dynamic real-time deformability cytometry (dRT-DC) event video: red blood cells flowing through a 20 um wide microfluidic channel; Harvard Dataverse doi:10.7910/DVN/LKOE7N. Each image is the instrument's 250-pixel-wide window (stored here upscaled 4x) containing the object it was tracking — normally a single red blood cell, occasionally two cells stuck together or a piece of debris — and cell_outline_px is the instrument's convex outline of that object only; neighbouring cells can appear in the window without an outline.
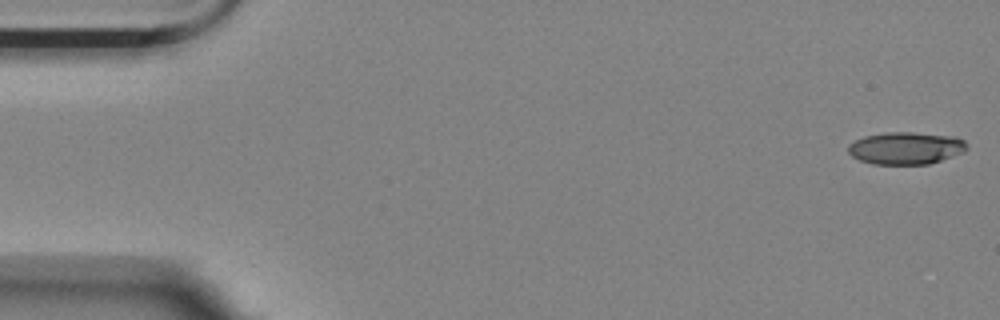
{"species": "Egyptian fruit bat (a non-hibernating species)", "species_latin": "Rousettus aegyptiacus", "temperature_condition": "room temperature", "stored_images_in_passage": 36, "camera_frame_rate_fps": 3000, "um_per_image_px": 0.085, "animal": {"sex": "female"}, "frame": {"image": 1, "passage_image": 1, "time_ms": 0.0, "image_size_px": [1000, 320], "cell_outline_px": [[968, 148], [964, 152], [928, 164], [872, 164], [860, 160], [852, 156], [848, 152], [848, 144], [864, 136], [884, 132], [912, 132], [956, 136], [964, 140], [968, 144]], "centroid_in_image_um": [77.01, 12.58], "position_along_channel_um": 8.0, "area_um2": 22.48}}
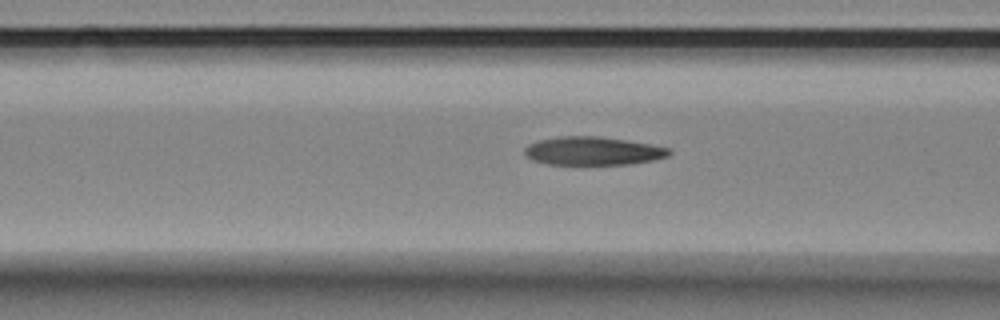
{"frame": {"image": 2, "passage_image": 21, "time_ms": 6.667, "image_size_px": [1000, 320], "cell_outline_px": [[672, 152], [668, 156], [652, 160], [632, 164], [548, 164], [532, 160], [524, 156], [524, 148], [528, 144], [536, 140], [560, 136], [600, 136], [672, 148]], "centroid_in_image_um": [50.36, 12.83], "position_along_channel_um": 116.2, "area_um2": 23.99}}
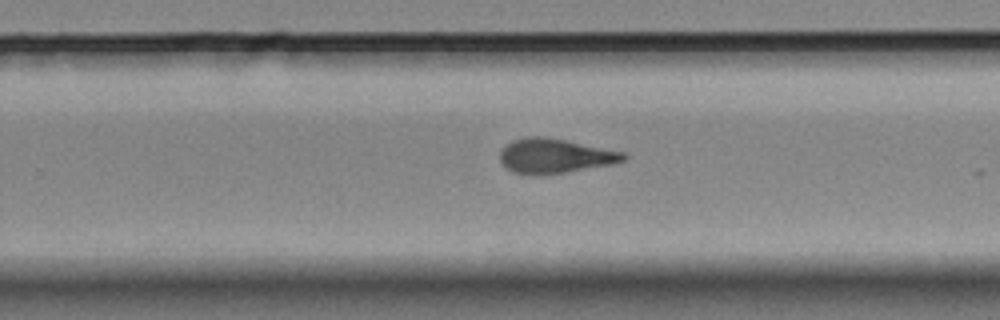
{"frame": {"image": 3, "passage_image": 35, "time_ms": 11.333, "image_size_px": [1000, 320], "cell_outline_px": [[628, 156], [624, 160], [612, 164], [564, 172], [512, 172], [500, 160], [500, 148], [512, 140], [528, 136], [544, 136], [624, 152]], "centroid_in_image_um": [47.16, 13.2], "position_along_channel_um": 282.6, "area_um2": 24.04}}